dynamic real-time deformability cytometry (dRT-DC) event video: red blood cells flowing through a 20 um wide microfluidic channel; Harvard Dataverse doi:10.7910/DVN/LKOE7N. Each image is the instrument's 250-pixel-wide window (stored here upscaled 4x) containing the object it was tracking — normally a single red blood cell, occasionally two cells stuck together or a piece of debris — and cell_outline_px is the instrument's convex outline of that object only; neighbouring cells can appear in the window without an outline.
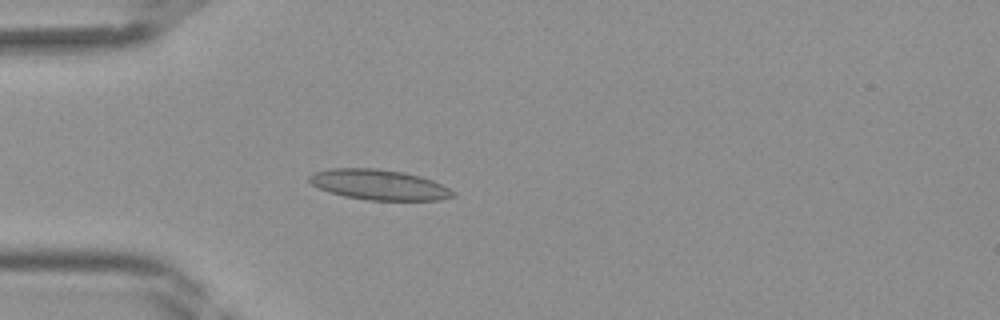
{"species": "Egyptian fruit bat (a non-hibernating species)", "species_latin": "Rousettus aegyptiacus", "temperature_condition": "room temperature", "stored_images_in_passage": 41, "camera_frame_rate_fps": 3000, "um_per_image_px": 0.085, "frame": {"image": 1, "passage_image": 11, "time_ms": 3.333, "image_size_px": [1000, 320], "cell_outline_px": [[456, 196], [440, 200], [368, 200], [344, 196], [328, 192], [312, 184], [308, 180], [308, 176], [312, 172], [332, 168], [376, 168], [404, 172], [420, 176], [432, 180], [456, 192]], "centroid_in_image_um": [32.2, 15.7], "position_along_channel_um": 52.8, "area_um2": 25.49}}
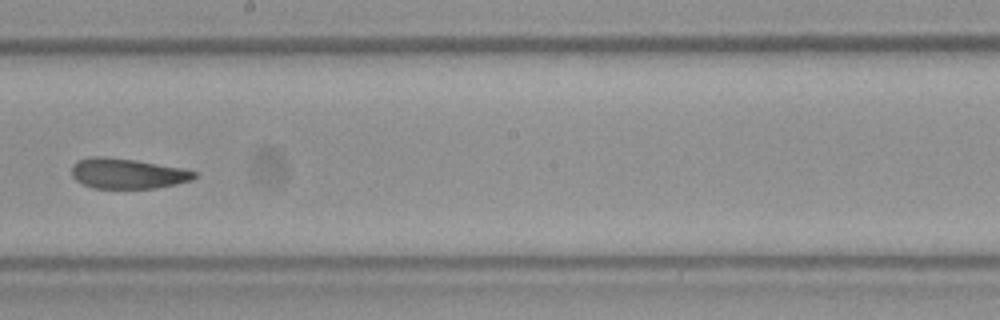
{"frame": {"image": 2, "passage_image": 23, "time_ms": 7.333, "image_size_px": [1000, 320], "cell_outline_px": [[200, 172], [192, 180], [176, 184], [156, 188], [92, 188], [76, 180], [72, 176], [72, 164], [76, 160], [92, 156], [104, 156], [136, 160], [180, 168]], "centroid_in_image_um": [10.82, 14.74], "position_along_channel_um": 237.4, "area_um2": 21.73}}
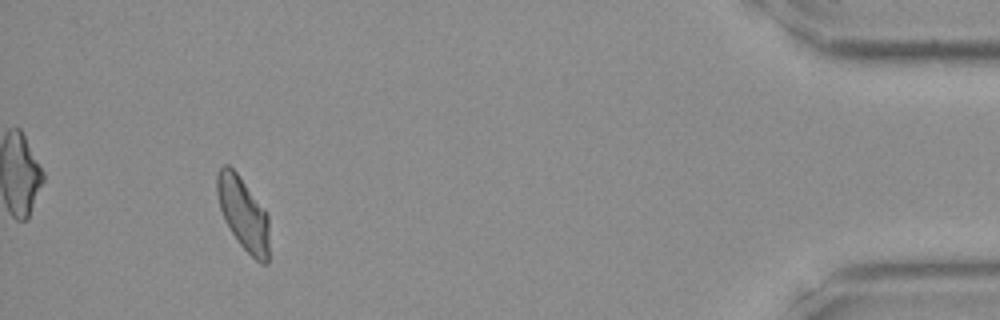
{"frame": {"image": 3, "passage_image": 38, "time_ms": 12.333, "image_size_px": [1000, 320], "cell_outline_px": [[268, 264], [260, 264], [240, 244], [224, 220], [220, 208], [216, 192], [216, 176], [220, 168], [224, 164], [228, 164], [236, 172], [264, 208], [268, 216]], "centroid_in_image_um": [20.66, 18.15], "position_along_channel_um": 414.5, "area_um2": 21.96}}